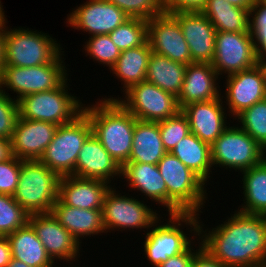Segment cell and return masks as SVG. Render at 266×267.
Instances as JSON below:
<instances>
[{
    "instance_id": "cell-1",
    "label": "cell",
    "mask_w": 266,
    "mask_h": 267,
    "mask_svg": "<svg viewBox=\"0 0 266 267\" xmlns=\"http://www.w3.org/2000/svg\"><path fill=\"white\" fill-rule=\"evenodd\" d=\"M233 213L211 230L199 222L197 241L226 267L266 266V216Z\"/></svg>"
},
{
    "instance_id": "cell-2",
    "label": "cell",
    "mask_w": 266,
    "mask_h": 267,
    "mask_svg": "<svg viewBox=\"0 0 266 267\" xmlns=\"http://www.w3.org/2000/svg\"><path fill=\"white\" fill-rule=\"evenodd\" d=\"M84 104L83 112L92 125V134L104 149L122 167L132 151L136 118L117 100H103Z\"/></svg>"
},
{
    "instance_id": "cell-3",
    "label": "cell",
    "mask_w": 266,
    "mask_h": 267,
    "mask_svg": "<svg viewBox=\"0 0 266 267\" xmlns=\"http://www.w3.org/2000/svg\"><path fill=\"white\" fill-rule=\"evenodd\" d=\"M157 166L167 186L168 214L200 215L208 198L206 183L171 152H167Z\"/></svg>"
},
{
    "instance_id": "cell-4",
    "label": "cell",
    "mask_w": 266,
    "mask_h": 267,
    "mask_svg": "<svg viewBox=\"0 0 266 267\" xmlns=\"http://www.w3.org/2000/svg\"><path fill=\"white\" fill-rule=\"evenodd\" d=\"M167 222L161 221L163 217H160L145 234L144 253L145 258L149 260L153 267H158L161 263L165 262L168 258L181 254L186 251L196 238H199V214L195 213H180V214H168ZM160 222V223H159ZM159 223V224H158ZM162 223V224H161ZM183 224V225H182ZM188 225V226H187ZM185 226L190 229L186 234L182 227ZM153 227V228H152ZM181 227V228H180ZM193 231V232H192ZM188 235V236H187ZM194 242H193V240Z\"/></svg>"
},
{
    "instance_id": "cell-5",
    "label": "cell",
    "mask_w": 266,
    "mask_h": 267,
    "mask_svg": "<svg viewBox=\"0 0 266 267\" xmlns=\"http://www.w3.org/2000/svg\"><path fill=\"white\" fill-rule=\"evenodd\" d=\"M60 177L39 160H21L14 200L28 215L50 213L58 200Z\"/></svg>"
},
{
    "instance_id": "cell-6",
    "label": "cell",
    "mask_w": 266,
    "mask_h": 267,
    "mask_svg": "<svg viewBox=\"0 0 266 267\" xmlns=\"http://www.w3.org/2000/svg\"><path fill=\"white\" fill-rule=\"evenodd\" d=\"M68 77L55 89L31 93L18 100L19 117L56 124L72 122L83 112L84 104L69 94ZM78 98V99H77Z\"/></svg>"
},
{
    "instance_id": "cell-7",
    "label": "cell",
    "mask_w": 266,
    "mask_h": 267,
    "mask_svg": "<svg viewBox=\"0 0 266 267\" xmlns=\"http://www.w3.org/2000/svg\"><path fill=\"white\" fill-rule=\"evenodd\" d=\"M47 33L29 28L5 30V66L31 67L53 62L64 50Z\"/></svg>"
},
{
    "instance_id": "cell-8",
    "label": "cell",
    "mask_w": 266,
    "mask_h": 267,
    "mask_svg": "<svg viewBox=\"0 0 266 267\" xmlns=\"http://www.w3.org/2000/svg\"><path fill=\"white\" fill-rule=\"evenodd\" d=\"M91 134V122L88 116L82 112L72 122L57 127L53 140L39 161L59 177L75 176L79 152Z\"/></svg>"
},
{
    "instance_id": "cell-9",
    "label": "cell",
    "mask_w": 266,
    "mask_h": 267,
    "mask_svg": "<svg viewBox=\"0 0 266 267\" xmlns=\"http://www.w3.org/2000/svg\"><path fill=\"white\" fill-rule=\"evenodd\" d=\"M63 53L64 51L53 62L40 66L4 65L0 72V90L5 93V90L11 89L17 94L14 99L18 101L25 95L57 88L69 76Z\"/></svg>"
},
{
    "instance_id": "cell-10",
    "label": "cell",
    "mask_w": 266,
    "mask_h": 267,
    "mask_svg": "<svg viewBox=\"0 0 266 267\" xmlns=\"http://www.w3.org/2000/svg\"><path fill=\"white\" fill-rule=\"evenodd\" d=\"M123 95L124 99L121 97L101 99L117 100L137 120L145 122H160L181 111L176 96L146 80L131 86Z\"/></svg>"
},
{
    "instance_id": "cell-11",
    "label": "cell",
    "mask_w": 266,
    "mask_h": 267,
    "mask_svg": "<svg viewBox=\"0 0 266 267\" xmlns=\"http://www.w3.org/2000/svg\"><path fill=\"white\" fill-rule=\"evenodd\" d=\"M264 159V149L238 125L230 126L211 144L214 167L245 171Z\"/></svg>"
},
{
    "instance_id": "cell-12",
    "label": "cell",
    "mask_w": 266,
    "mask_h": 267,
    "mask_svg": "<svg viewBox=\"0 0 266 267\" xmlns=\"http://www.w3.org/2000/svg\"><path fill=\"white\" fill-rule=\"evenodd\" d=\"M119 192L113 185L104 198L102 217L106 233L117 229L124 231L127 228L129 230L143 228L148 231L160 218V214L147 206V203L144 204L143 200L125 194L122 196Z\"/></svg>"
},
{
    "instance_id": "cell-13",
    "label": "cell",
    "mask_w": 266,
    "mask_h": 267,
    "mask_svg": "<svg viewBox=\"0 0 266 267\" xmlns=\"http://www.w3.org/2000/svg\"><path fill=\"white\" fill-rule=\"evenodd\" d=\"M258 64L254 42L249 32H216L211 63L218 76L230 75Z\"/></svg>"
},
{
    "instance_id": "cell-14",
    "label": "cell",
    "mask_w": 266,
    "mask_h": 267,
    "mask_svg": "<svg viewBox=\"0 0 266 267\" xmlns=\"http://www.w3.org/2000/svg\"><path fill=\"white\" fill-rule=\"evenodd\" d=\"M147 38L152 52L185 65L192 63L189 45L173 14L163 11L147 20Z\"/></svg>"
},
{
    "instance_id": "cell-15",
    "label": "cell",
    "mask_w": 266,
    "mask_h": 267,
    "mask_svg": "<svg viewBox=\"0 0 266 267\" xmlns=\"http://www.w3.org/2000/svg\"><path fill=\"white\" fill-rule=\"evenodd\" d=\"M225 79L226 97H221L226 100L227 113L232 114H228L230 118L234 119L244 109L266 98V78L259 63L252 68L226 75Z\"/></svg>"
},
{
    "instance_id": "cell-16",
    "label": "cell",
    "mask_w": 266,
    "mask_h": 267,
    "mask_svg": "<svg viewBox=\"0 0 266 267\" xmlns=\"http://www.w3.org/2000/svg\"><path fill=\"white\" fill-rule=\"evenodd\" d=\"M130 17L107 0H88L67 14L66 23L91 36L109 34Z\"/></svg>"
},
{
    "instance_id": "cell-17",
    "label": "cell",
    "mask_w": 266,
    "mask_h": 267,
    "mask_svg": "<svg viewBox=\"0 0 266 267\" xmlns=\"http://www.w3.org/2000/svg\"><path fill=\"white\" fill-rule=\"evenodd\" d=\"M28 222L54 262L63 260V263L66 261L71 265L78 260L81 243L57 221L51 212L29 215Z\"/></svg>"
},
{
    "instance_id": "cell-18",
    "label": "cell",
    "mask_w": 266,
    "mask_h": 267,
    "mask_svg": "<svg viewBox=\"0 0 266 267\" xmlns=\"http://www.w3.org/2000/svg\"><path fill=\"white\" fill-rule=\"evenodd\" d=\"M57 127L50 122L18 117L11 138L12 154L20 160H39Z\"/></svg>"
},
{
    "instance_id": "cell-19",
    "label": "cell",
    "mask_w": 266,
    "mask_h": 267,
    "mask_svg": "<svg viewBox=\"0 0 266 267\" xmlns=\"http://www.w3.org/2000/svg\"><path fill=\"white\" fill-rule=\"evenodd\" d=\"M189 45L192 63H212L216 30L202 12L173 13Z\"/></svg>"
},
{
    "instance_id": "cell-20",
    "label": "cell",
    "mask_w": 266,
    "mask_h": 267,
    "mask_svg": "<svg viewBox=\"0 0 266 267\" xmlns=\"http://www.w3.org/2000/svg\"><path fill=\"white\" fill-rule=\"evenodd\" d=\"M223 100L220 96L210 101L191 103L181 109L188 119L191 133L210 145L229 127Z\"/></svg>"
},
{
    "instance_id": "cell-21",
    "label": "cell",
    "mask_w": 266,
    "mask_h": 267,
    "mask_svg": "<svg viewBox=\"0 0 266 267\" xmlns=\"http://www.w3.org/2000/svg\"><path fill=\"white\" fill-rule=\"evenodd\" d=\"M218 78L220 79L210 63L188 64L182 89L177 97L180 109L191 103L219 98L222 93Z\"/></svg>"
},
{
    "instance_id": "cell-22",
    "label": "cell",
    "mask_w": 266,
    "mask_h": 267,
    "mask_svg": "<svg viewBox=\"0 0 266 267\" xmlns=\"http://www.w3.org/2000/svg\"><path fill=\"white\" fill-rule=\"evenodd\" d=\"M121 168L104 149L100 141L91 134L79 152L75 176L104 180L111 184L112 180H117L116 177H121Z\"/></svg>"
},
{
    "instance_id": "cell-23",
    "label": "cell",
    "mask_w": 266,
    "mask_h": 267,
    "mask_svg": "<svg viewBox=\"0 0 266 267\" xmlns=\"http://www.w3.org/2000/svg\"><path fill=\"white\" fill-rule=\"evenodd\" d=\"M109 184V185H108ZM110 183L76 176L60 177L58 198L66 205L80 209H102Z\"/></svg>"
},
{
    "instance_id": "cell-24",
    "label": "cell",
    "mask_w": 266,
    "mask_h": 267,
    "mask_svg": "<svg viewBox=\"0 0 266 267\" xmlns=\"http://www.w3.org/2000/svg\"><path fill=\"white\" fill-rule=\"evenodd\" d=\"M52 215L71 235L82 244L80 239L91 235L106 234L102 209H80L64 204L59 198L53 205Z\"/></svg>"
},
{
    "instance_id": "cell-25",
    "label": "cell",
    "mask_w": 266,
    "mask_h": 267,
    "mask_svg": "<svg viewBox=\"0 0 266 267\" xmlns=\"http://www.w3.org/2000/svg\"><path fill=\"white\" fill-rule=\"evenodd\" d=\"M121 176L131 190L140 191L167 210V186L157 165L126 162L121 168Z\"/></svg>"
},
{
    "instance_id": "cell-26",
    "label": "cell",
    "mask_w": 266,
    "mask_h": 267,
    "mask_svg": "<svg viewBox=\"0 0 266 267\" xmlns=\"http://www.w3.org/2000/svg\"><path fill=\"white\" fill-rule=\"evenodd\" d=\"M166 153L159 131V122L136 120L132 151L127 162L157 165Z\"/></svg>"
},
{
    "instance_id": "cell-27",
    "label": "cell",
    "mask_w": 266,
    "mask_h": 267,
    "mask_svg": "<svg viewBox=\"0 0 266 267\" xmlns=\"http://www.w3.org/2000/svg\"><path fill=\"white\" fill-rule=\"evenodd\" d=\"M6 237L12 258L31 267H47L54 263L29 222Z\"/></svg>"
},
{
    "instance_id": "cell-28",
    "label": "cell",
    "mask_w": 266,
    "mask_h": 267,
    "mask_svg": "<svg viewBox=\"0 0 266 267\" xmlns=\"http://www.w3.org/2000/svg\"><path fill=\"white\" fill-rule=\"evenodd\" d=\"M152 49L148 40L141 46L121 51L110 72L123 84L122 92L146 80V72Z\"/></svg>"
},
{
    "instance_id": "cell-29",
    "label": "cell",
    "mask_w": 266,
    "mask_h": 267,
    "mask_svg": "<svg viewBox=\"0 0 266 267\" xmlns=\"http://www.w3.org/2000/svg\"><path fill=\"white\" fill-rule=\"evenodd\" d=\"M171 153L197 174L207 185L212 169L211 145L190 133L174 147ZM211 172V173H210Z\"/></svg>"
},
{
    "instance_id": "cell-30",
    "label": "cell",
    "mask_w": 266,
    "mask_h": 267,
    "mask_svg": "<svg viewBox=\"0 0 266 267\" xmlns=\"http://www.w3.org/2000/svg\"><path fill=\"white\" fill-rule=\"evenodd\" d=\"M187 65L168 57L151 53L146 72V81L178 97L184 82Z\"/></svg>"
},
{
    "instance_id": "cell-31",
    "label": "cell",
    "mask_w": 266,
    "mask_h": 267,
    "mask_svg": "<svg viewBox=\"0 0 266 267\" xmlns=\"http://www.w3.org/2000/svg\"><path fill=\"white\" fill-rule=\"evenodd\" d=\"M241 173L244 203L239 206L238 211L266 216V160L263 159L259 164Z\"/></svg>"
},
{
    "instance_id": "cell-32",
    "label": "cell",
    "mask_w": 266,
    "mask_h": 267,
    "mask_svg": "<svg viewBox=\"0 0 266 267\" xmlns=\"http://www.w3.org/2000/svg\"><path fill=\"white\" fill-rule=\"evenodd\" d=\"M202 13L216 32H249V10L236 7L227 0H207Z\"/></svg>"
},
{
    "instance_id": "cell-33",
    "label": "cell",
    "mask_w": 266,
    "mask_h": 267,
    "mask_svg": "<svg viewBox=\"0 0 266 267\" xmlns=\"http://www.w3.org/2000/svg\"><path fill=\"white\" fill-rule=\"evenodd\" d=\"M237 125L249 134L263 149L266 148V98L244 109L235 118Z\"/></svg>"
},
{
    "instance_id": "cell-34",
    "label": "cell",
    "mask_w": 266,
    "mask_h": 267,
    "mask_svg": "<svg viewBox=\"0 0 266 267\" xmlns=\"http://www.w3.org/2000/svg\"><path fill=\"white\" fill-rule=\"evenodd\" d=\"M109 36L121 51L139 47L148 40L147 20L129 18L109 33Z\"/></svg>"
},
{
    "instance_id": "cell-35",
    "label": "cell",
    "mask_w": 266,
    "mask_h": 267,
    "mask_svg": "<svg viewBox=\"0 0 266 267\" xmlns=\"http://www.w3.org/2000/svg\"><path fill=\"white\" fill-rule=\"evenodd\" d=\"M83 45L86 56L102 65H106L108 69L116 63L121 54V50L113 43L109 34L94 35Z\"/></svg>"
},
{
    "instance_id": "cell-36",
    "label": "cell",
    "mask_w": 266,
    "mask_h": 267,
    "mask_svg": "<svg viewBox=\"0 0 266 267\" xmlns=\"http://www.w3.org/2000/svg\"><path fill=\"white\" fill-rule=\"evenodd\" d=\"M28 216L12 195L0 194V236H7L23 227Z\"/></svg>"
},
{
    "instance_id": "cell-37",
    "label": "cell",
    "mask_w": 266,
    "mask_h": 267,
    "mask_svg": "<svg viewBox=\"0 0 266 267\" xmlns=\"http://www.w3.org/2000/svg\"><path fill=\"white\" fill-rule=\"evenodd\" d=\"M159 131L167 152H171L180 140L191 133L188 119L182 111L173 117L160 121Z\"/></svg>"
},
{
    "instance_id": "cell-38",
    "label": "cell",
    "mask_w": 266,
    "mask_h": 267,
    "mask_svg": "<svg viewBox=\"0 0 266 267\" xmlns=\"http://www.w3.org/2000/svg\"><path fill=\"white\" fill-rule=\"evenodd\" d=\"M130 18L149 20L163 12V0H107Z\"/></svg>"
},
{
    "instance_id": "cell-39",
    "label": "cell",
    "mask_w": 266,
    "mask_h": 267,
    "mask_svg": "<svg viewBox=\"0 0 266 267\" xmlns=\"http://www.w3.org/2000/svg\"><path fill=\"white\" fill-rule=\"evenodd\" d=\"M0 90V138L11 140L19 117L18 101Z\"/></svg>"
},
{
    "instance_id": "cell-40",
    "label": "cell",
    "mask_w": 266,
    "mask_h": 267,
    "mask_svg": "<svg viewBox=\"0 0 266 267\" xmlns=\"http://www.w3.org/2000/svg\"><path fill=\"white\" fill-rule=\"evenodd\" d=\"M21 160L14 155L0 162V194L14 195L20 177Z\"/></svg>"
},
{
    "instance_id": "cell-41",
    "label": "cell",
    "mask_w": 266,
    "mask_h": 267,
    "mask_svg": "<svg viewBox=\"0 0 266 267\" xmlns=\"http://www.w3.org/2000/svg\"><path fill=\"white\" fill-rule=\"evenodd\" d=\"M207 0H163V11L167 13L202 12Z\"/></svg>"
},
{
    "instance_id": "cell-42",
    "label": "cell",
    "mask_w": 266,
    "mask_h": 267,
    "mask_svg": "<svg viewBox=\"0 0 266 267\" xmlns=\"http://www.w3.org/2000/svg\"><path fill=\"white\" fill-rule=\"evenodd\" d=\"M199 242L200 243L197 247L198 249L195 250V248L193 247L194 244H192L186 251L168 258L158 267H191L195 255L203 247L201 240Z\"/></svg>"
},
{
    "instance_id": "cell-43",
    "label": "cell",
    "mask_w": 266,
    "mask_h": 267,
    "mask_svg": "<svg viewBox=\"0 0 266 267\" xmlns=\"http://www.w3.org/2000/svg\"><path fill=\"white\" fill-rule=\"evenodd\" d=\"M258 62L266 57V27H249Z\"/></svg>"
},
{
    "instance_id": "cell-44",
    "label": "cell",
    "mask_w": 266,
    "mask_h": 267,
    "mask_svg": "<svg viewBox=\"0 0 266 267\" xmlns=\"http://www.w3.org/2000/svg\"><path fill=\"white\" fill-rule=\"evenodd\" d=\"M249 27H266V4L255 0L249 10Z\"/></svg>"
},
{
    "instance_id": "cell-45",
    "label": "cell",
    "mask_w": 266,
    "mask_h": 267,
    "mask_svg": "<svg viewBox=\"0 0 266 267\" xmlns=\"http://www.w3.org/2000/svg\"><path fill=\"white\" fill-rule=\"evenodd\" d=\"M191 267H226L203 247L197 252Z\"/></svg>"
},
{
    "instance_id": "cell-46",
    "label": "cell",
    "mask_w": 266,
    "mask_h": 267,
    "mask_svg": "<svg viewBox=\"0 0 266 267\" xmlns=\"http://www.w3.org/2000/svg\"><path fill=\"white\" fill-rule=\"evenodd\" d=\"M11 247L6 236H0V267H5L11 260Z\"/></svg>"
},
{
    "instance_id": "cell-47",
    "label": "cell",
    "mask_w": 266,
    "mask_h": 267,
    "mask_svg": "<svg viewBox=\"0 0 266 267\" xmlns=\"http://www.w3.org/2000/svg\"><path fill=\"white\" fill-rule=\"evenodd\" d=\"M6 20H0V72L5 65V53H4V44H5V30L7 25Z\"/></svg>"
},
{
    "instance_id": "cell-48",
    "label": "cell",
    "mask_w": 266,
    "mask_h": 267,
    "mask_svg": "<svg viewBox=\"0 0 266 267\" xmlns=\"http://www.w3.org/2000/svg\"><path fill=\"white\" fill-rule=\"evenodd\" d=\"M13 156L11 140L0 138V162L6 161Z\"/></svg>"
},
{
    "instance_id": "cell-49",
    "label": "cell",
    "mask_w": 266,
    "mask_h": 267,
    "mask_svg": "<svg viewBox=\"0 0 266 267\" xmlns=\"http://www.w3.org/2000/svg\"><path fill=\"white\" fill-rule=\"evenodd\" d=\"M230 4L242 8L250 10V8L254 5L255 0H227Z\"/></svg>"
},
{
    "instance_id": "cell-50",
    "label": "cell",
    "mask_w": 266,
    "mask_h": 267,
    "mask_svg": "<svg viewBox=\"0 0 266 267\" xmlns=\"http://www.w3.org/2000/svg\"><path fill=\"white\" fill-rule=\"evenodd\" d=\"M5 267H31V266L27 265L22 261L11 258L10 262Z\"/></svg>"
},
{
    "instance_id": "cell-51",
    "label": "cell",
    "mask_w": 266,
    "mask_h": 267,
    "mask_svg": "<svg viewBox=\"0 0 266 267\" xmlns=\"http://www.w3.org/2000/svg\"><path fill=\"white\" fill-rule=\"evenodd\" d=\"M258 63L263 68L264 73H265V78H266V57H263Z\"/></svg>"
},
{
    "instance_id": "cell-52",
    "label": "cell",
    "mask_w": 266,
    "mask_h": 267,
    "mask_svg": "<svg viewBox=\"0 0 266 267\" xmlns=\"http://www.w3.org/2000/svg\"><path fill=\"white\" fill-rule=\"evenodd\" d=\"M4 9H3V5L1 3V0H0V20H7L5 17L6 15H4Z\"/></svg>"
},
{
    "instance_id": "cell-53",
    "label": "cell",
    "mask_w": 266,
    "mask_h": 267,
    "mask_svg": "<svg viewBox=\"0 0 266 267\" xmlns=\"http://www.w3.org/2000/svg\"><path fill=\"white\" fill-rule=\"evenodd\" d=\"M55 263H57V262H54V263H52L51 265H49V266H47V267H53V266H54V267H57V266L54 265Z\"/></svg>"
},
{
    "instance_id": "cell-54",
    "label": "cell",
    "mask_w": 266,
    "mask_h": 267,
    "mask_svg": "<svg viewBox=\"0 0 266 267\" xmlns=\"http://www.w3.org/2000/svg\"><path fill=\"white\" fill-rule=\"evenodd\" d=\"M264 159L266 160V148L264 149Z\"/></svg>"
}]
</instances>
